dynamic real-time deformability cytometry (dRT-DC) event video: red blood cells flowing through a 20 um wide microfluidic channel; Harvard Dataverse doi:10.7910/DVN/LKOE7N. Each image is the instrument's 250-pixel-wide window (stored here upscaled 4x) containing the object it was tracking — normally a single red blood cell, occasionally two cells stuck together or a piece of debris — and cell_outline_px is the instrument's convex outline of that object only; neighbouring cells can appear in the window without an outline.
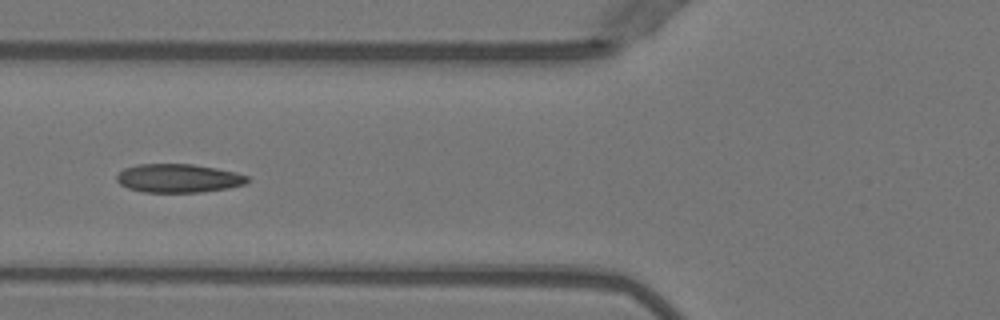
{"species": "Egyptian fruit bat (a non-hibernating species)", "species_latin": "Rousettus aegyptiacus", "temperature_condition": "warm", "stored_images_in_passage": 12, "camera_frame_rate_fps": 3000, "um_per_image_px": 0.085, "animal": {"sex": "female"}, "frame": {"image": 1, "passage_image": 6, "time_ms": 1.667, "image_size_px": [1000, 320], "cell_outline_px": [[252, 180], [244, 184], [228, 188], [200, 192], [144, 192], [128, 188], [120, 184], [116, 180], [116, 176], [124, 168], [136, 164], [192, 164], [216, 168], [236, 172], [248, 176]], "centroid_in_image_um": [15.17, 15.15], "position_along_channel_um": 110.6, "area_um2": 21.85}}
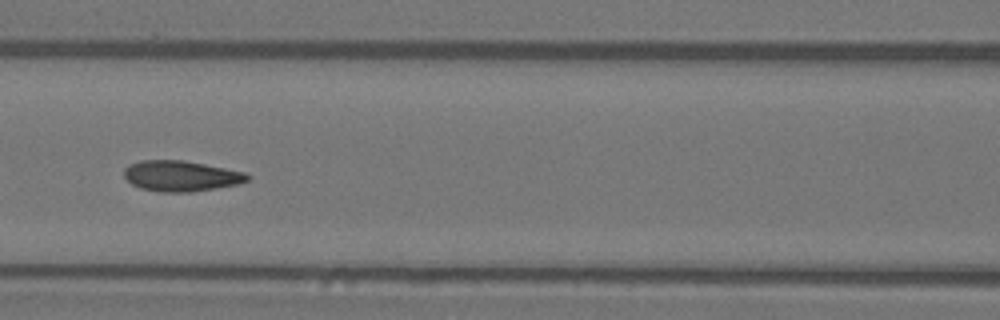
{"frame": {"image": 2, "passage_image": 9, "time_ms": 2.667, "image_size_px": [1000, 320], "cell_outline_px": [[248, 180], [236, 184], [188, 192], [160, 192], [140, 188], [132, 184], [124, 176], [124, 168], [128, 164], [140, 160], [184, 160], [244, 172], [248, 176]], "centroid_in_image_um": [15.3, 14.94], "position_along_channel_um": 151.3, "area_um2": 21.73}}